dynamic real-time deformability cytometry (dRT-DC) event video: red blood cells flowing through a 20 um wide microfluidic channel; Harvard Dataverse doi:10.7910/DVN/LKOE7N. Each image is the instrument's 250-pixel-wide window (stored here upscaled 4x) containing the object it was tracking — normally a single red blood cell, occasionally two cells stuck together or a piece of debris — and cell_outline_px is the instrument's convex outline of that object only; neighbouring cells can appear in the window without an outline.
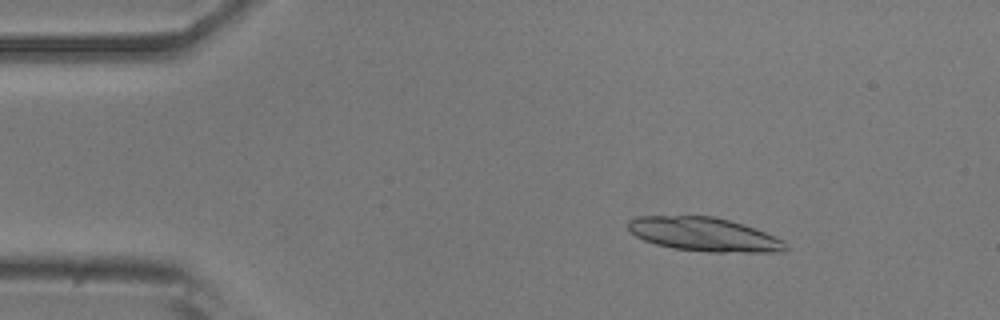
{"species": "common noctule bat (a hibernating species)", "species_latin": "Nyctalus noctula", "temperature_condition": "room temperature", "stored_images_in_passage": 53, "camera_frame_rate_fps": 3000, "um_per_image_px": 0.085, "animal": {"sex": "male", "body_mass_g": 20.5, "forearm_length_mm": 52.5}, "frame": {"image": 1, "passage_image": 8, "time_ms": 2.333, "image_size_px": [1000, 320], "cell_outline_px": [[788, 248], [784, 252], [708, 252], [672, 248], [656, 244], [644, 240], [636, 236], [628, 228], [628, 220], [636, 216], [716, 216], [744, 224], [756, 228], [784, 240], [788, 244]], "centroid_in_image_um": [59.89, 19.92], "position_along_channel_um": 25.1, "area_um2": 31.33}}